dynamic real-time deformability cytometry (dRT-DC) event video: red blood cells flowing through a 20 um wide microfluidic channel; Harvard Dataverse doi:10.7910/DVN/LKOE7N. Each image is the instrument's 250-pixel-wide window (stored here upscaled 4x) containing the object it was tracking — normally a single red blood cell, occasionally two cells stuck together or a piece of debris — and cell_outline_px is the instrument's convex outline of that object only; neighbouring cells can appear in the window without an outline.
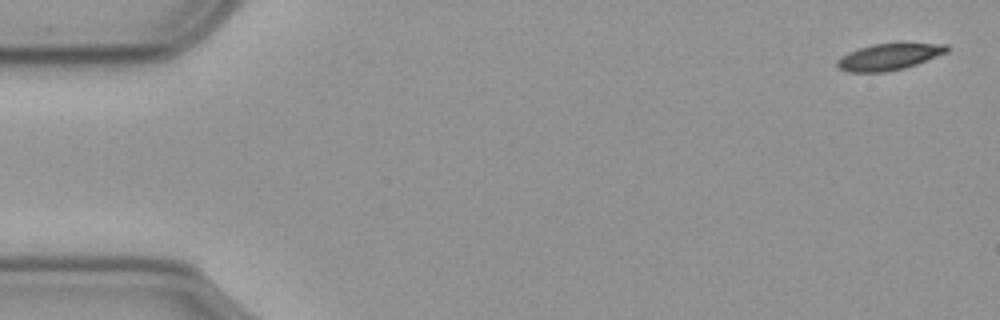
{"species": "common noctule bat (a hibernating species)", "species_latin": "Nyctalus noctula", "temperature_condition": "cold", "stored_images_in_passage": 56, "camera_frame_rate_fps": 3000, "um_per_image_px": 0.085, "animal": {"sex": "male", "body_mass_g": 23.1, "forearm_length_mm": 52.7}, "frame": {"image": 1, "passage_image": 1, "time_ms": 0.0, "image_size_px": [1000, 320], "cell_outline_px": [[948, 52], [916, 64], [904, 68], [884, 72], [848, 72], [840, 68], [836, 64], [836, 60], [840, 56], [848, 52], [872, 44], [896, 40], [904, 40], [948, 44]], "centroid_in_image_um": [75.63, 4.75], "position_along_channel_um": 9.4, "area_um2": 17.86}}
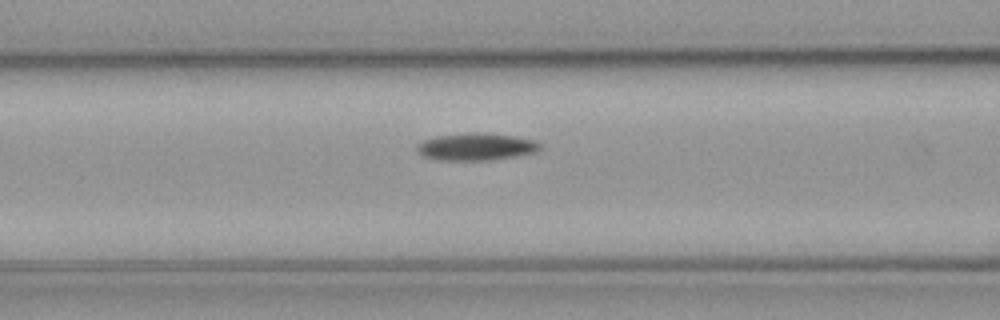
{"frame": {"image": 2, "passage_image": 22, "time_ms": 7.0, "image_size_px": [1000, 320], "cell_outline_px": [[540, 148], [536, 152], [516, 156], [488, 160], [440, 160], [424, 156], [416, 152], [416, 144], [424, 140], [436, 136], [472, 132], [484, 132], [516, 136], [536, 140], [540, 144]], "centroid_in_image_um": [40.47, 12.46], "position_along_channel_um": 126.1, "area_um2": 19.71}}
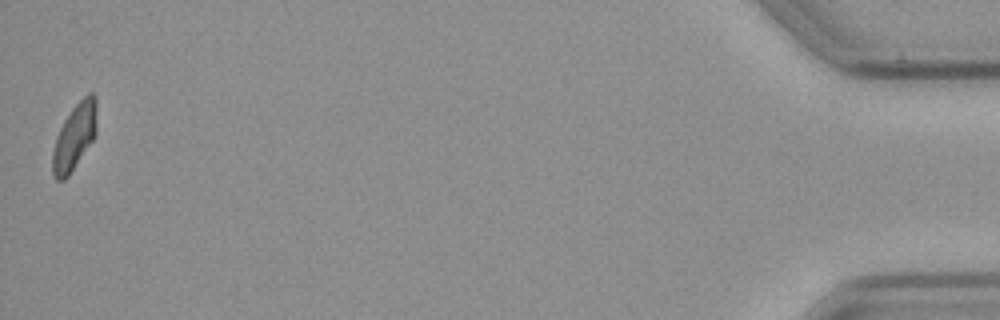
{"frame": {"image": 3, "passage_image": 56, "time_ms": 18.333, "image_size_px": [1000, 320], "cell_outline_px": [[96, 132], [92, 140], [68, 176], [64, 180], [56, 180], [52, 172], [52, 152], [56, 136], [64, 120], [72, 108], [88, 92], [92, 92], [96, 96]], "centroid_in_image_um": [6.32, 11.6], "position_along_channel_um": 428.9, "area_um2": 16.88}, "authors_computed_cell_mechanics": {"area_um2": 17.9469, "velocity_mm_per_s": 3.579, "shape_relaxation_time_tau1_ms": 10.9678, "shape_relaxation_time_tau2_ms": null, "deformation_change_tau1": 0.1985, "deformation_change_tau2": null}}